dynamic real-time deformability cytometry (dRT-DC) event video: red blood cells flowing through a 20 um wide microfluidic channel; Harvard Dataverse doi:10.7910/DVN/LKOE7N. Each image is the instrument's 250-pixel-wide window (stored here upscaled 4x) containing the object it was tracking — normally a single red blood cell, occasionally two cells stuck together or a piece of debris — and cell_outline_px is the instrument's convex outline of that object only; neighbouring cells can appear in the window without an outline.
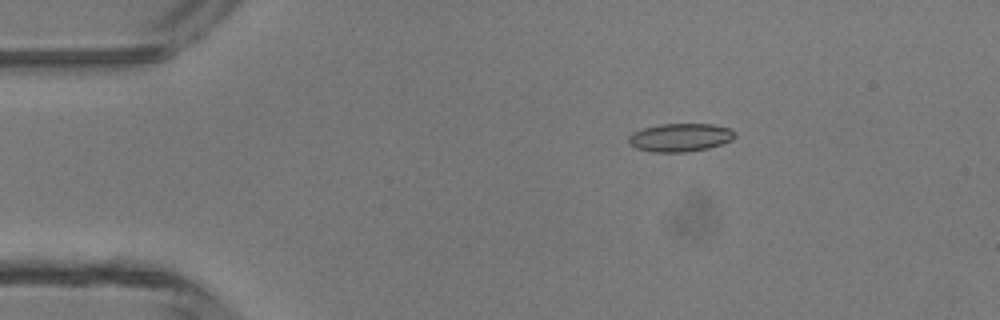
{"species": "common noctule bat (a hibernating species)", "species_latin": "Nyctalus noctula", "temperature_condition": "room temperature", "stored_images_in_passage": 3, "camera_frame_rate_fps": 3000, "um_per_image_px": 0.085, "animal": {"sex": "male", "body_mass_g": 13.3}, "frame": {"image": 1, "passage_image": 2, "time_ms": 1.333, "image_size_px": [1000, 320], "cell_outline_px": [[736, 136], [732, 140], [708, 148], [688, 152], [652, 152], [636, 148], [628, 144], [628, 136], [632, 132], [644, 128], [660, 124], [712, 124], [728, 128], [736, 132]], "centroid_in_image_um": [57.79, 11.69], "position_along_channel_um": 27.2, "area_um2": 17.57}}